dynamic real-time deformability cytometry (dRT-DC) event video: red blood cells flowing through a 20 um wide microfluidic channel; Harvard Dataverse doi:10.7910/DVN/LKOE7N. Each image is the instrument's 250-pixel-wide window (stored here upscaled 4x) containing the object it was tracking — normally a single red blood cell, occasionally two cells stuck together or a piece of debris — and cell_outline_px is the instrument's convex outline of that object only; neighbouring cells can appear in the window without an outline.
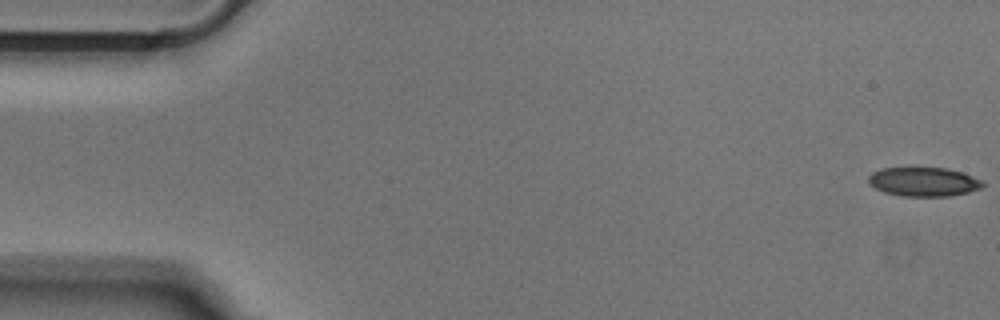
{"species": "Egyptian fruit bat (a non-hibernating species)", "species_latin": "Rousettus aegyptiacus", "temperature_condition": "cold", "stored_images_in_passage": 52, "camera_frame_rate_fps": 3000, "um_per_image_px": 0.085, "animal": {"sex": "male"}, "frame": {"image": 1, "passage_image": 1, "time_ms": 0.0, "image_size_px": [1000, 320], "cell_outline_px": [[984, 184], [980, 188], [968, 192], [948, 196], [900, 196], [884, 192], [868, 184], [868, 176], [872, 172], [880, 168], [948, 168], [972, 176], [980, 180]], "centroid_in_image_um": [78.45, 15.45], "position_along_channel_um": 6.5, "area_um2": 19.25}}
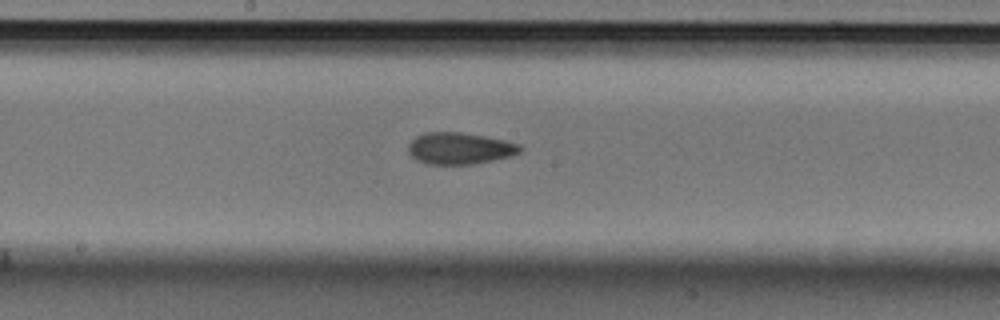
{"frame": {"image": 2, "passage_image": 27, "time_ms": 8.667, "image_size_px": [1000, 320], "cell_outline_px": [[524, 148], [520, 152], [512, 156], [472, 164], [424, 164], [416, 160], [408, 152], [408, 144], [416, 136], [424, 132], [460, 132], [484, 136], [504, 140], [520, 144]], "centroid_in_image_um": [39.06, 12.61], "position_along_channel_um": 209.1, "area_um2": 20.75}}
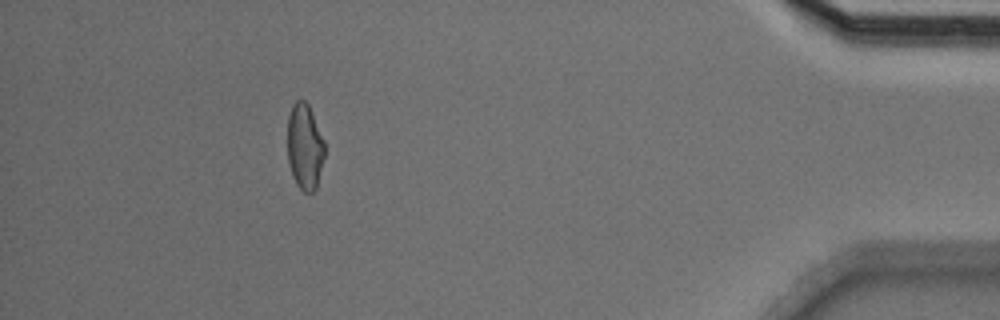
{"frame": {"image": 3, "passage_image": 47, "time_ms": 15.333, "image_size_px": [1000, 320], "cell_outline_px": [[324, 156], [316, 188], [312, 192], [304, 192], [296, 184], [292, 176], [288, 164], [288, 116], [292, 104], [296, 100], [304, 100], [308, 104], [312, 112], [324, 140]], "centroid_in_image_um": [25.89, 12.46], "position_along_channel_um": 409.3, "area_um2": 18.61}}